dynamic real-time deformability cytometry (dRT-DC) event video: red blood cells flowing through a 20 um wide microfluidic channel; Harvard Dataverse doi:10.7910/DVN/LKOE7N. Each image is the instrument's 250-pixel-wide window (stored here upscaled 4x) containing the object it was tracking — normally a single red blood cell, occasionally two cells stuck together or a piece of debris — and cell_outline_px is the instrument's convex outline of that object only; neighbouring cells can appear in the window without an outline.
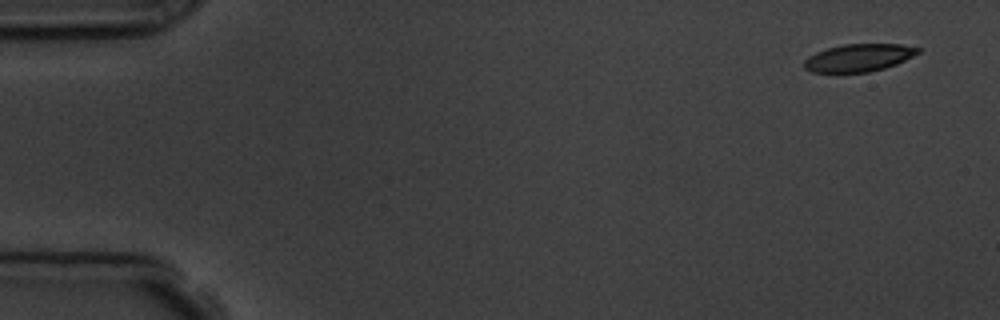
{"species": "common noctule bat (a hibernating species)", "species_latin": "Nyctalus noctula", "temperature_condition": "room temperature", "stored_images_in_passage": 4, "camera_frame_rate_fps": 3000, "um_per_image_px": 0.085, "animal": {"sex": "male", "body_mass_g": 19.5, "forearm_length_mm": 54.6}, "frame": {"image": 1, "passage_image": 1, "time_ms": 0.0, "image_size_px": [1000, 320], "cell_outline_px": [[920, 52], [896, 64], [884, 68], [868, 72], [812, 72], [804, 68], [804, 60], [808, 56], [816, 52], [828, 48], [844, 44], [900, 44], [920, 48]], "centroid_in_image_um": [72.97, 4.9], "position_along_channel_um": 12.0, "area_um2": 18.15}}
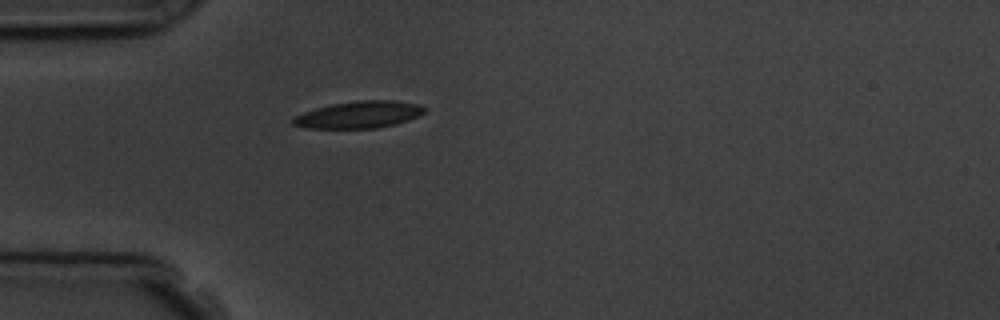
{"frame": {"image": 2, "passage_image": 4, "time_ms": 4.333, "image_size_px": [1000, 320], "cell_outline_px": [[428, 108], [424, 112], [408, 120], [396, 124], [376, 128], [304, 128], [292, 124], [292, 120], [296, 116], [304, 112], [316, 108], [332, 104], [360, 100], [396, 100], [420, 104]], "centroid_in_image_um": [30.55, 9.74], "position_along_channel_um": 54.5, "area_um2": 20.63}}